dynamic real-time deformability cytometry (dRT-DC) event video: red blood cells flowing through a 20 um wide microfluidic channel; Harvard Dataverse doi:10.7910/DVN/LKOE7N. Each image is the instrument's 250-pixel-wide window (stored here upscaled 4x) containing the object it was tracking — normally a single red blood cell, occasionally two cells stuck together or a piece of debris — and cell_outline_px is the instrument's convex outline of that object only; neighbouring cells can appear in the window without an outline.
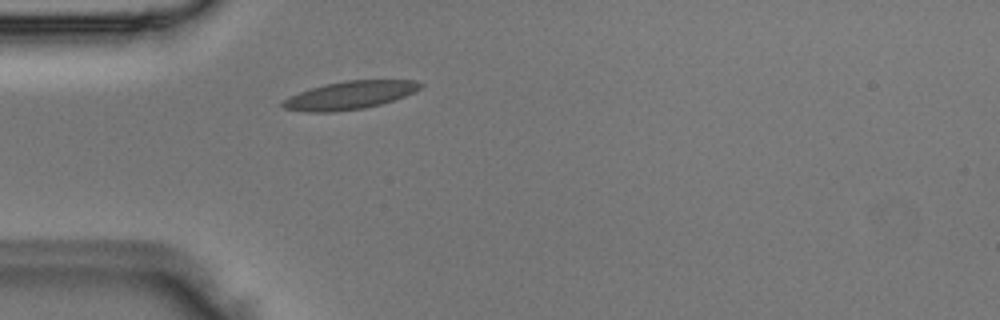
{"species": "Egyptian fruit bat (a non-hibernating species)", "species_latin": "Rousettus aegyptiacus", "temperature_condition": "room temperature", "stored_images_in_passage": 1, "camera_frame_rate_fps": 3000, "um_per_image_px": 0.085, "animal": {"sex": "male"}, "frame": {"image": 1, "passage_image": 1, "time_ms": 0.0, "image_size_px": [1000, 320], "cell_outline_px": [[424, 84], [420, 88], [404, 96], [380, 104], [364, 108], [332, 112], [308, 112], [284, 108], [280, 104], [288, 96], [324, 84], [348, 80], [416, 80]], "centroid_in_image_um": [29.71, 8.09], "position_along_channel_um": 55.3, "area_um2": 22.25}}